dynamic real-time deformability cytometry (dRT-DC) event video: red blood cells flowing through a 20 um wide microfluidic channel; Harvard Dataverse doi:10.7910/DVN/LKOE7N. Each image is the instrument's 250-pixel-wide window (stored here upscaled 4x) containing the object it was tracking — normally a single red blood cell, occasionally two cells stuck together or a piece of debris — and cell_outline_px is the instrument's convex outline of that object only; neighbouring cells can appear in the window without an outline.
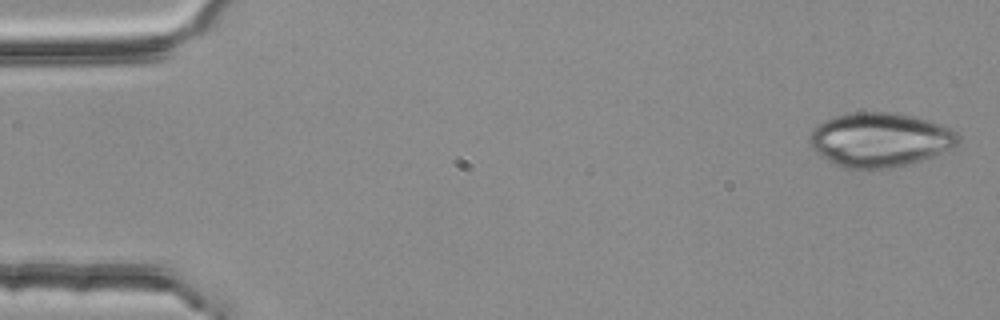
{"species": "common noctule bat (a hibernating species)", "species_latin": "Nyctalus noctula", "temperature_condition": "room temperature", "stored_images_in_passage": 4, "camera_frame_rate_fps": 3000, "um_per_image_px": 0.085, "animal": {"sex": "female", "body_mass_g": 25.1}, "frame": {"image": 1, "passage_image": 1, "time_ms": 0.0, "image_size_px": [1000, 320], "cell_outline_px": [[960, 140], [952, 148], [920, 160], [872, 172], [840, 168], [832, 164], [820, 156], [808, 144], [808, 136], [816, 124], [824, 120], [836, 116], [852, 112], [896, 112], [928, 120], [952, 128], [960, 136]], "centroid_in_image_um": [74.72, 11.9], "position_along_channel_um": 10.3, "area_um2": 47.74}}